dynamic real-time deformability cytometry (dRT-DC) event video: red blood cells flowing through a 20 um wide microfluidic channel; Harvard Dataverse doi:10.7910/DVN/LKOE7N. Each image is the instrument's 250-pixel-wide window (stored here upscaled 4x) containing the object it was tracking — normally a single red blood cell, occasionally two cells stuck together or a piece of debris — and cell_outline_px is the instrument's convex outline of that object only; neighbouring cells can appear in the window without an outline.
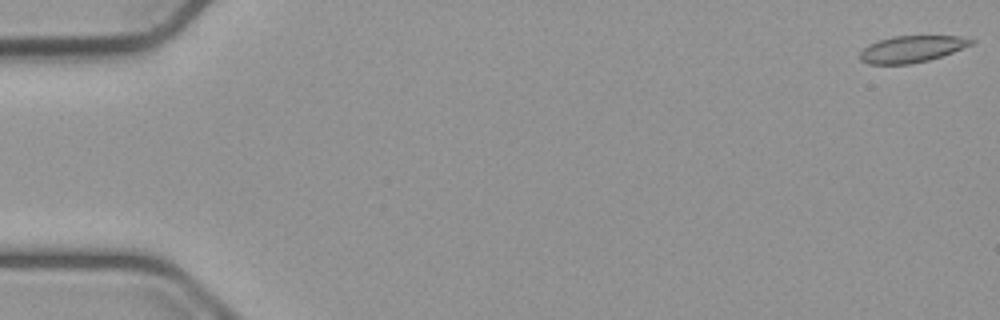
{"species": "common noctule bat (a hibernating species)", "species_latin": "Nyctalus noctula", "temperature_condition": "cold", "stored_images_in_passage": 55, "camera_frame_rate_fps": 3000, "um_per_image_px": 0.085, "animal": {"sex": "male", "body_mass_g": 23.1, "forearm_length_mm": 52.7}, "frame": {"image": 1, "passage_image": 1, "time_ms": 0.0, "image_size_px": [1000, 320], "cell_outline_px": [[976, 40], [972, 44], [952, 52], [928, 60], [912, 64], [868, 64], [860, 60], [860, 52], [868, 44], [892, 36], [960, 36]], "centroid_in_image_um": [77.47, 4.17], "position_along_channel_um": 7.5, "area_um2": 17.17}}
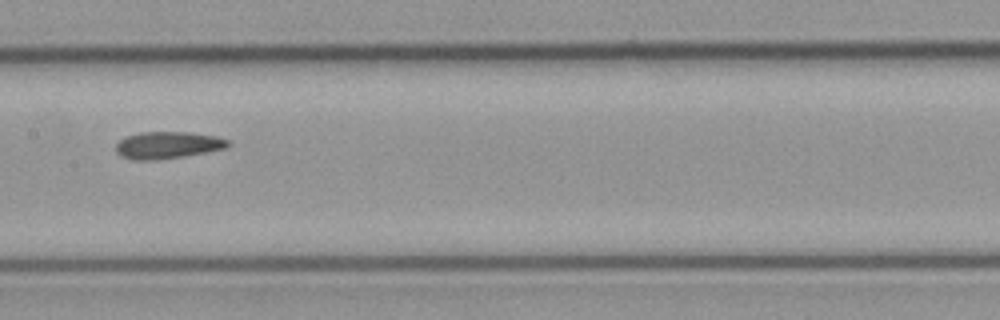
{"frame": {"image": 2, "passage_image": 28, "time_ms": 9.0, "image_size_px": [1000, 320], "cell_outline_px": [[232, 144], [228, 148], [184, 156], [152, 160], [132, 160], [120, 156], [116, 152], [116, 144], [120, 140], [128, 136], [140, 132], [188, 132], [216, 136], [228, 140]], "centroid_in_image_um": [14.27, 12.34], "position_along_channel_um": 193.1, "area_um2": 17.69}}
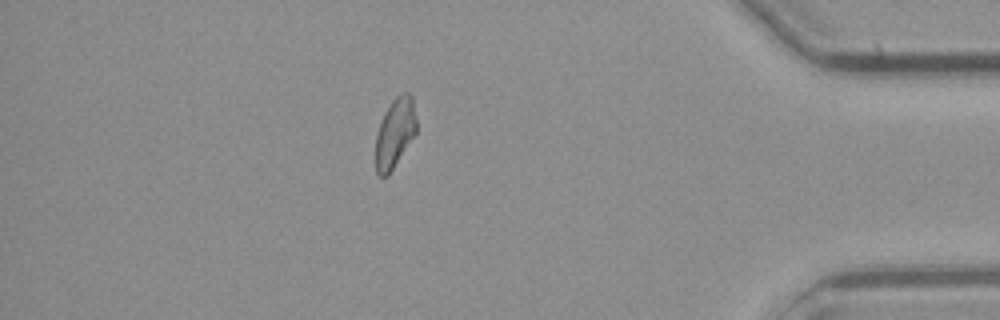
{"frame": {"image": 3, "passage_image": 48, "time_ms": 15.667, "image_size_px": [1000, 320], "cell_outline_px": [[416, 132], [388, 176], [380, 176], [376, 172], [376, 132], [380, 120], [384, 112], [392, 100], [400, 92], [408, 92], [412, 96], [416, 120]], "centroid_in_image_um": [33.55, 11.26], "position_along_channel_um": 401.6, "area_um2": 16.53}, "authors_computed_cell_mechanics": {"area_um2": 17.6868, "velocity_mm_per_s": 3.7678, "shape_relaxation_time_tau1_ms": null, "shape_relaxation_time_tau2_ms": 4.7272, "deformation_change_tau1": null, "deformation_change_tau2": 0.0901}}